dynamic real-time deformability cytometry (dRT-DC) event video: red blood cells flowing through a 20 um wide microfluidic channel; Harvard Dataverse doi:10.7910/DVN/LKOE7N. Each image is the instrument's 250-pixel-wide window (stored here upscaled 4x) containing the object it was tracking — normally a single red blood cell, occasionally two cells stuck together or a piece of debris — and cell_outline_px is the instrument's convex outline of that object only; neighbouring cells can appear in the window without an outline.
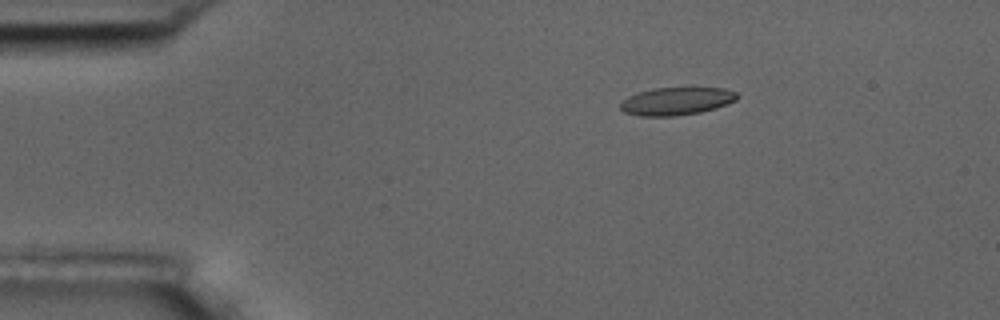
{"species": "common noctule bat (a hibernating species)", "species_latin": "Nyctalus noctula", "temperature_condition": "room temperature", "stored_images_in_passage": 5, "camera_frame_rate_fps": 3000, "um_per_image_px": 0.085, "animal": {"sex": "male", "body_mass_g": 17.5, "forearm_length_mm": 52.3}, "frame": {"image": 1, "passage_image": 3, "time_ms": 2.333, "image_size_px": [1000, 320], "cell_outline_px": [[740, 96], [736, 100], [728, 104], [716, 108], [700, 112], [676, 116], [640, 116], [624, 112], [620, 108], [620, 104], [628, 96], [652, 88], [724, 88], [736, 92]], "centroid_in_image_um": [57.53, 8.6], "position_along_channel_um": 27.5, "area_um2": 18.9}}